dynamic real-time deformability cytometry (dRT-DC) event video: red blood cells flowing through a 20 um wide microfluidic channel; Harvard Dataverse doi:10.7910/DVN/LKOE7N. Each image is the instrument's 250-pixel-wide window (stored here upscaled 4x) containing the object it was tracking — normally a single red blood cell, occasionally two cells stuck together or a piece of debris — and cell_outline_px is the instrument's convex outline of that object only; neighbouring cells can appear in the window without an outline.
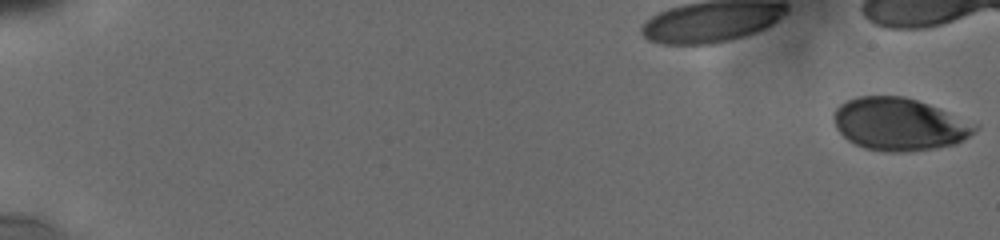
{"species": "human", "species_latin": "Homo sapiens", "temperature_condition": "cold", "stored_images_in_passage": 44, "camera_frame_rate_fps": 3000, "um_per_image_px": 0.085, "donor": {"sex": "male"}, "frame": {"image": 1, "passage_image": 1, "time_ms": 0.0, "image_size_px": [1000, 240], "cell_outline_px": [[980, 128], [964, 140], [956, 144], [936, 148], [904, 152], [888, 152], [864, 148], [848, 140], [836, 128], [832, 116], [836, 108], [840, 104], [856, 96], [904, 96], [928, 104], [980, 124]], "centroid_in_image_um": [76.47, 10.56], "position_along_channel_um": 8.5, "area_um2": 43.52}}
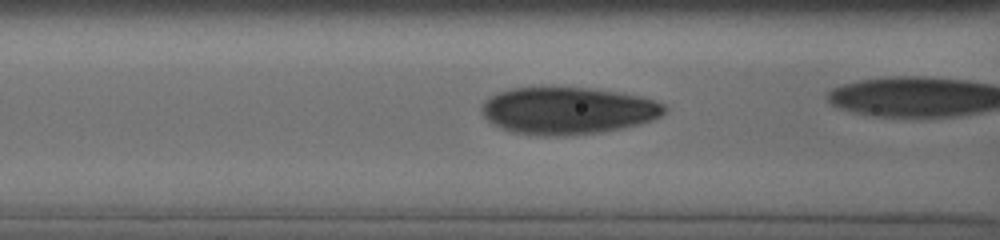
{"frame": {"image": 2, "passage_image": 25, "time_ms": 8.333, "image_size_px": [1000, 240], "cell_outline_px": [[668, 108], [660, 116], [652, 120], [640, 124], [624, 128], [604, 132], [560, 136], [544, 136], [512, 132], [488, 120], [484, 116], [480, 108], [484, 100], [500, 92], [512, 88], [592, 88], [640, 96], [664, 104]], "centroid_in_image_um": [48.29, 9.42], "position_along_channel_um": 118.3, "area_um2": 49.94}}
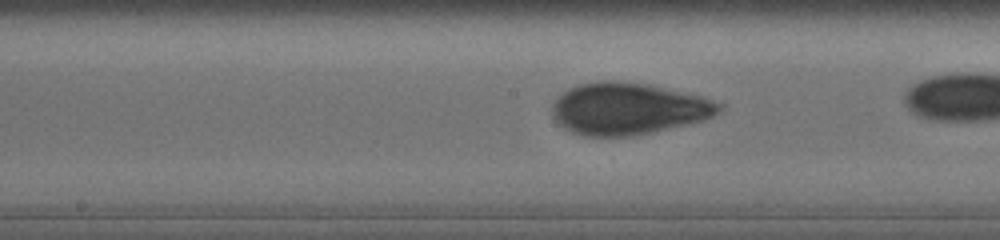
{"frame": {"image": 3, "passage_image": 32, "time_ms": 10.333, "image_size_px": [1000, 240], "cell_outline_px": [[720, 112], [704, 120], [632, 136], [584, 136], [572, 132], [564, 128], [552, 116], [552, 104], [568, 88], [576, 84], [596, 80], [616, 80], [648, 84], [700, 96], [720, 104]], "centroid_in_image_um": [53.33, 9.22], "position_along_channel_um": 194.9, "area_um2": 50.17}}